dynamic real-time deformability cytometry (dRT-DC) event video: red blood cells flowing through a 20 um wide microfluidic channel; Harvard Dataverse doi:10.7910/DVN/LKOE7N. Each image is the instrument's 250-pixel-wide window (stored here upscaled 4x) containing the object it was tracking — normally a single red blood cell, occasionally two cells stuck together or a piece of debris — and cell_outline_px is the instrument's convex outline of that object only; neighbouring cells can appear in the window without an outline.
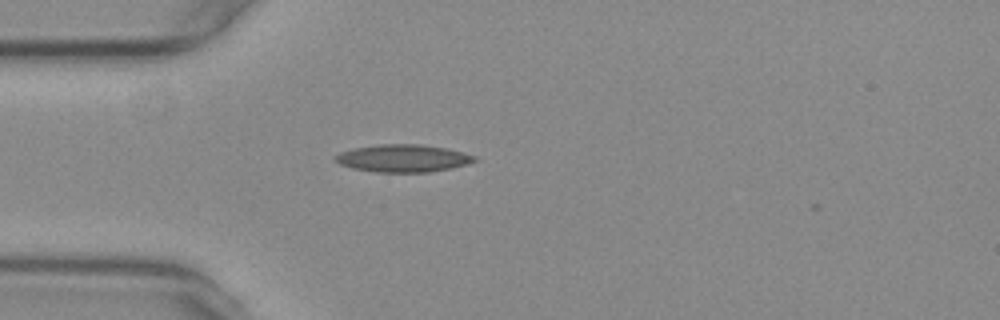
{"species": "common noctule bat (a hibernating species)", "species_latin": "Nyctalus noctula", "temperature_condition": "warm", "stored_images_in_passage": 2, "camera_frame_rate_fps": 3000, "um_per_image_px": 0.085, "animal": {"sex": "female", "body_mass_g": 29.2, "forearm_length_mm": 56.3}, "frame": {"image": 1, "passage_image": 1, "time_ms": 0.0, "image_size_px": [1000, 320], "cell_outline_px": [[480, 160], [468, 164], [452, 168], [428, 172], [376, 172], [352, 168], [340, 164], [336, 160], [336, 156], [340, 152], [352, 148], [380, 144], [420, 144], [444, 148], [476, 156]], "centroid_in_image_um": [34.28, 13.45], "position_along_channel_um": 50.7, "area_um2": 22.25}}